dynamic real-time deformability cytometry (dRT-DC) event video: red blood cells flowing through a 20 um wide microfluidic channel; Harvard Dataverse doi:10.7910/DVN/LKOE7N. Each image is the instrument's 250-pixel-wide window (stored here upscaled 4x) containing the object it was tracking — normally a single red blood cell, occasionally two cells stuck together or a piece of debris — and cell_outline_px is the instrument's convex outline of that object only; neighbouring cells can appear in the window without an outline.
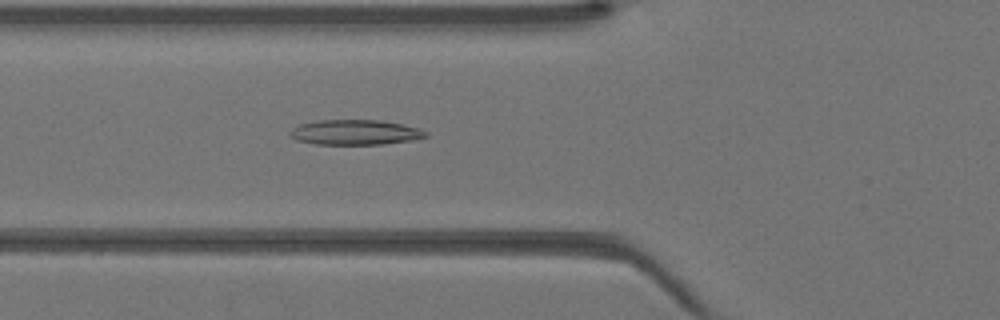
{"species": "Egyptian fruit bat (a non-hibernating species)", "species_latin": "Rousettus aegyptiacus", "temperature_condition": "warm", "stored_images_in_passage": 42, "camera_frame_rate_fps": 3000, "um_per_image_px": 0.085, "animal": {"sex": "female"}, "frame": {"image": 1, "passage_image": 15, "time_ms": 4.667, "image_size_px": [1000, 320], "cell_outline_px": [[428, 136], [412, 140], [384, 144], [316, 144], [296, 140], [288, 132], [292, 128], [300, 124], [316, 120], [380, 120], [420, 128], [428, 132]], "centroid_in_image_um": [30.19, 11.24], "position_along_channel_um": 95.6, "area_um2": 19.83}}
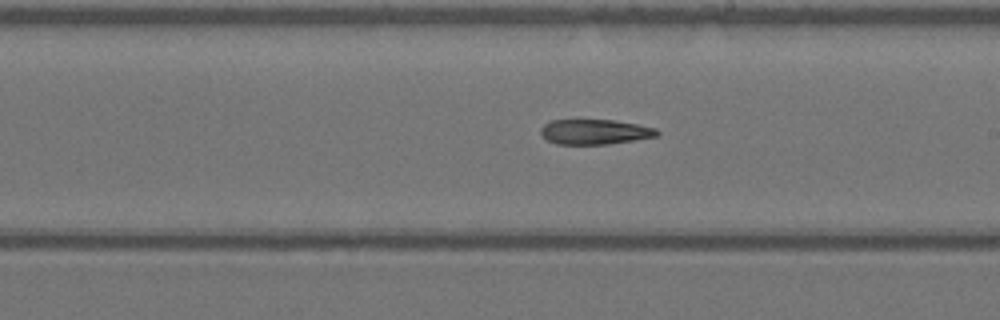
{"frame": {"image": 2, "passage_image": 24, "time_ms": 7.667, "image_size_px": [1000, 320], "cell_outline_px": [[660, 132], [656, 136], [636, 140], [608, 144], [556, 144], [548, 140], [540, 132], [540, 128], [544, 124], [552, 120], [612, 120], [636, 124], [656, 128]], "centroid_in_image_um": [50.56, 11.21], "position_along_channel_um": 238.4, "area_um2": 16.88}}
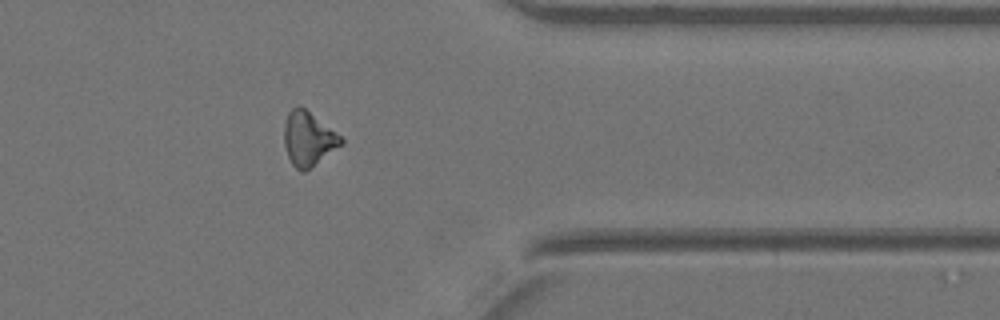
{"frame": {"image": 3, "passage_image": 34, "time_ms": 11.0, "image_size_px": [1000, 320], "cell_outline_px": [[344, 144], [304, 172], [300, 172], [292, 164], [288, 156], [284, 144], [284, 124], [288, 112], [296, 104], [300, 104], [336, 132], [344, 140]], "centroid_in_image_um": [26.2, 11.78], "position_along_channel_um": 385.2, "area_um2": 18.09}}